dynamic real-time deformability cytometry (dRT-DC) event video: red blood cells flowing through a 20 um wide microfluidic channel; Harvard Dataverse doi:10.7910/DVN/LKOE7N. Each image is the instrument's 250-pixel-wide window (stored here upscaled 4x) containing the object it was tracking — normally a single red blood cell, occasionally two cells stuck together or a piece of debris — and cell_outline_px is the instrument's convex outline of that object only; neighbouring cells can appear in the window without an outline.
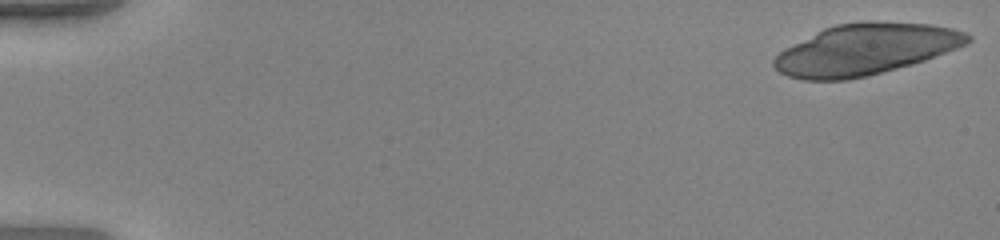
{"species": "human", "species_latin": "Homo sapiens", "temperature_condition": "warm", "stored_images_in_passage": 52, "camera_frame_rate_fps": 3000, "um_per_image_px": 0.085, "donor": {"sex": "female"}, "frame": {"image": 1, "passage_image": 1, "time_ms": 0.0, "image_size_px": [1000, 240], "cell_outline_px": [[972, 40], [968, 44], [924, 60], [912, 64], [868, 76], [848, 80], [804, 80], [788, 76], [780, 72], [772, 64], [772, 60], [784, 48], [824, 28], [836, 24], [868, 20], [876, 20], [932, 24], [952, 28], [964, 32], [972, 36]], "centroid_in_image_um": [73.57, 4.18], "position_along_channel_um": 11.4, "area_um2": 57.92}}
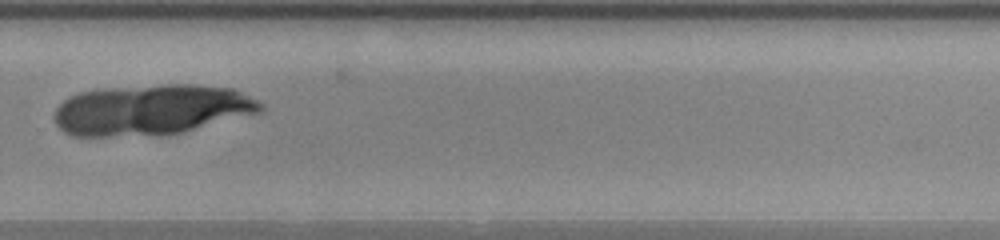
{"frame": {"image": 2, "passage_image": 37, "time_ms": 12.0, "image_size_px": [1000, 240], "cell_outline_px": [[264, 112], [184, 132], [160, 136], [72, 136], [64, 132], [56, 124], [52, 116], [56, 108], [64, 100], [80, 92], [100, 88], [168, 84], [196, 84], [232, 88], [260, 100], [264, 104]], "centroid_in_image_um": [12.92, 9.33], "position_along_channel_um": 316.9, "area_um2": 61.9}}
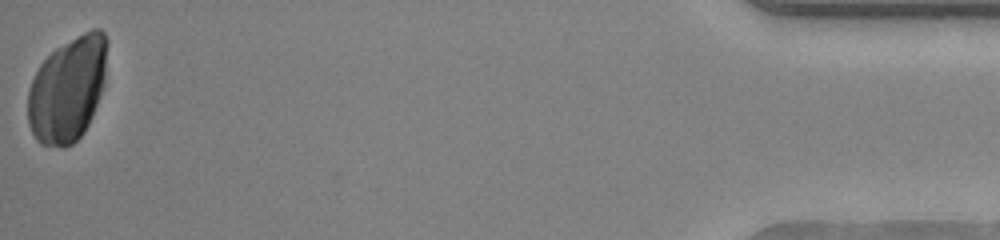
{"frame": {"image": 3, "passage_image": 52, "time_ms": 17.0, "image_size_px": [1000, 240], "cell_outline_px": [[108, 40], [104, 84], [92, 116], [84, 132], [72, 144], [64, 148], [60, 148], [40, 144], [36, 140], [28, 124], [28, 88], [40, 64], [56, 48], [84, 32], [92, 28], [100, 28], [104, 32]], "centroid_in_image_um": [5.75, 7.6], "position_along_channel_um": 429.4, "area_um2": 48.73}}